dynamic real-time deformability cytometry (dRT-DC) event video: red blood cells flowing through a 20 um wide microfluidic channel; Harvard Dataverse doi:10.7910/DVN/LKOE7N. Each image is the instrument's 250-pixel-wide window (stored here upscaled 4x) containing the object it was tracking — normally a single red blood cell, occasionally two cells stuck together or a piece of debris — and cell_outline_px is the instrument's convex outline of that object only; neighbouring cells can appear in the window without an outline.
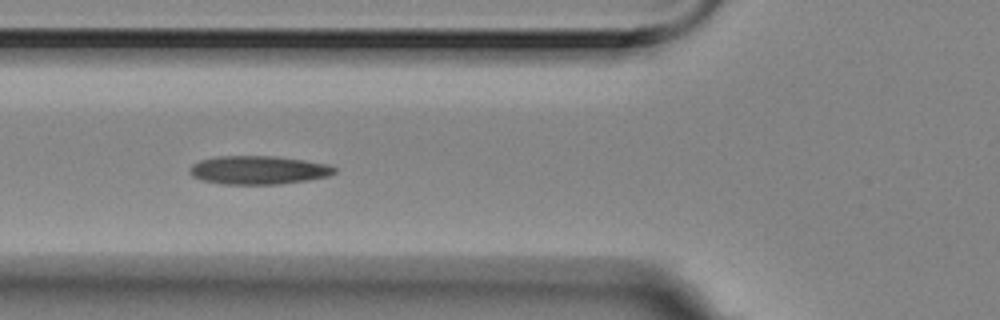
{"species": "Egyptian fruit bat (a non-hibernating species)", "species_latin": "Rousettus aegyptiacus", "temperature_condition": "room temperature", "stored_images_in_passage": 6, "camera_frame_rate_fps": 3000, "um_per_image_px": 0.085, "animal": {"sex": "female"}, "frame": {"image": 1, "passage_image": 6, "time_ms": 1.667, "image_size_px": [1000, 320], "cell_outline_px": [[336, 172], [328, 176], [280, 184], [224, 184], [204, 180], [192, 176], [188, 168], [192, 164], [200, 160], [220, 156], [276, 156], [304, 160], [328, 164], [336, 168]], "centroid_in_image_um": [21.96, 14.45], "position_along_channel_um": 103.8, "area_um2": 23.87}}